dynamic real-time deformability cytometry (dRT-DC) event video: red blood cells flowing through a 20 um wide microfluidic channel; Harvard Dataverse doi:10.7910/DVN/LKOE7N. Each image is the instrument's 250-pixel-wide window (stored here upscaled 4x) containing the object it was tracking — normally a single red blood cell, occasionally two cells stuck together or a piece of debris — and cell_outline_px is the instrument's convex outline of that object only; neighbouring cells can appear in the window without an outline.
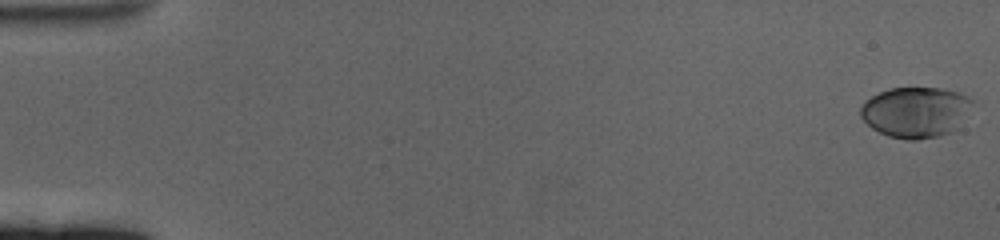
{"species": "human", "species_latin": "Homo sapiens", "temperature_condition": "cold", "stored_images_in_passage": 62, "camera_frame_rate_fps": 3000, "um_per_image_px": 0.085, "donor": {"sex": "female"}, "frame": {"image": 1, "passage_image": 1, "time_ms": 0.0, "image_size_px": [1000, 240], "cell_outline_px": [[976, 104], [956, 128], [952, 132], [940, 136], [916, 140], [908, 140], [888, 136], [872, 128], [860, 116], [860, 108], [872, 96], [888, 88], [940, 88], [956, 92], [968, 96]], "centroid_in_image_um": [77.87, 9.54], "position_along_channel_um": 7.1, "area_um2": 33.06}}
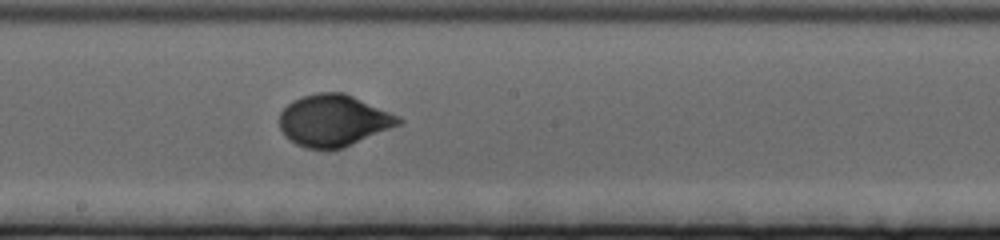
{"frame": {"image": 2, "passage_image": 35, "time_ms": 11.333, "image_size_px": [1000, 240], "cell_outline_px": [[404, 120], [400, 124], [344, 148], [328, 152], [308, 148], [296, 144], [284, 136], [280, 128], [280, 112], [292, 100], [304, 96], [320, 92], [344, 92], [400, 116]], "centroid_in_image_um": [28.35, 10.27], "position_along_channel_um": 219.9, "area_um2": 36.18}}
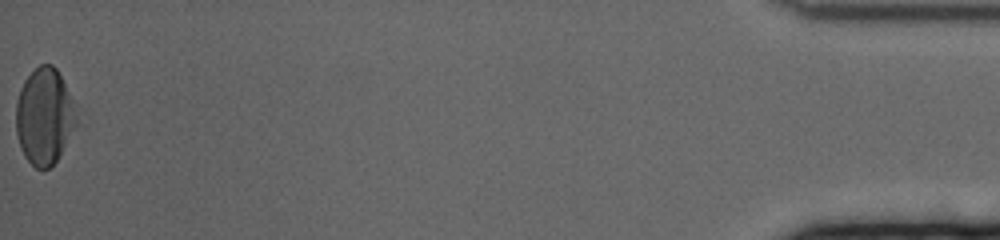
{"frame": {"image": 3, "passage_image": 62, "time_ms": 20.333, "image_size_px": [1000, 240], "cell_outline_px": [[76, 124], [60, 156], [48, 168], [36, 168], [24, 156], [20, 148], [16, 132], [16, 100], [20, 88], [24, 80], [40, 64], [52, 64], [56, 68], [64, 84], [72, 104], [76, 120]], "centroid_in_image_um": [3.72, 9.9], "position_along_channel_um": 431.5, "area_um2": 33.29}, "authors_computed_cell_mechanics": {"area_um2": 33.2639, "velocity_mm_per_s": 3.3549, "shape_relaxation_time_tau1_ms": 4.5691, "shape_relaxation_time_tau2_ms": null, "deformation_change_tau1": 0.1596, "deformation_change_tau2": null}}